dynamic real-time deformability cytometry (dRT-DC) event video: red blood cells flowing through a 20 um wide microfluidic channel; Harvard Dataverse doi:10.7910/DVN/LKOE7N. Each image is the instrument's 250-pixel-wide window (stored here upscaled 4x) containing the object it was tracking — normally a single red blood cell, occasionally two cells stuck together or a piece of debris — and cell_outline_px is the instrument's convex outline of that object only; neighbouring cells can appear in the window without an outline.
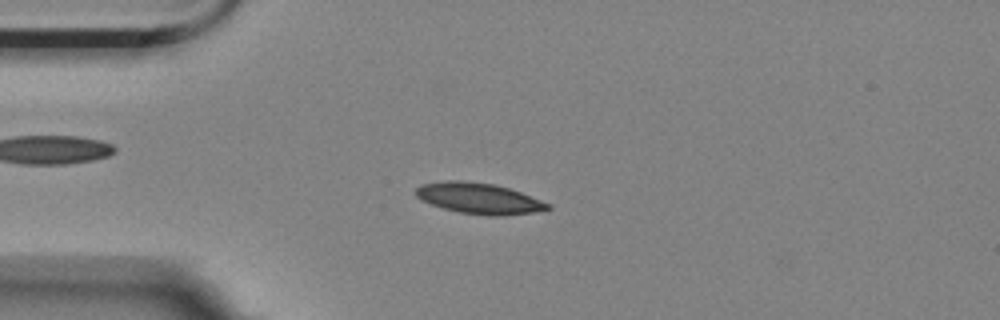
{"species": "Egyptian fruit bat (a non-hibernating species)", "species_latin": "Rousettus aegyptiacus", "temperature_condition": "room temperature", "stored_images_in_passage": 51, "camera_frame_rate_fps": 3000, "um_per_image_px": 0.085, "animal": {"sex": "female"}, "frame": {"image": 1, "passage_image": 8, "time_ms": 2.333, "image_size_px": [1000, 320], "cell_outline_px": [[552, 208], [532, 212], [504, 216], [488, 216], [460, 212], [444, 208], [420, 200], [412, 192], [420, 184], [448, 180], [460, 180], [496, 184], [520, 192], [552, 204]], "centroid_in_image_um": [40.69, 16.85], "position_along_channel_um": 44.3, "area_um2": 23.87}}
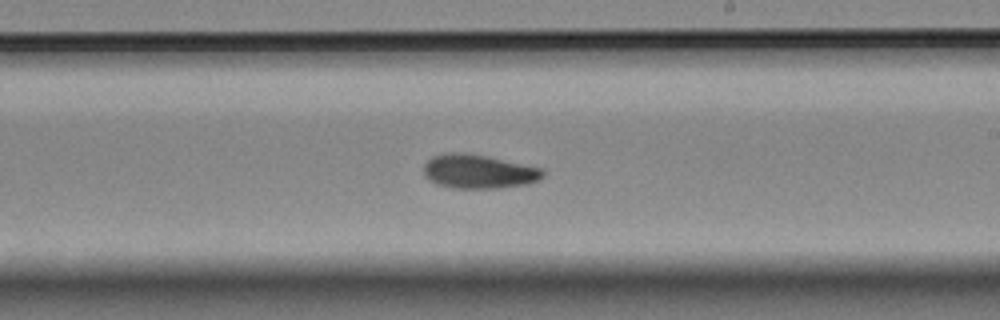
{"frame": {"image": 2, "passage_image": 27, "time_ms": 8.667, "image_size_px": [1000, 320], "cell_outline_px": [[544, 176], [540, 180], [528, 184], [496, 188], [452, 188], [436, 184], [428, 180], [424, 176], [424, 164], [432, 156], [452, 152], [460, 152], [488, 156], [544, 168]], "centroid_in_image_um": [40.7, 14.58], "position_along_channel_um": 248.3, "area_um2": 23.87}}
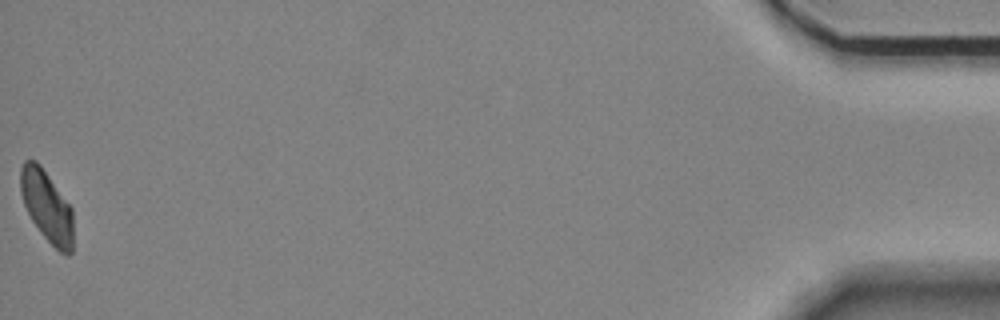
{"frame": {"image": 3, "passage_image": 51, "time_ms": 16.667, "image_size_px": [1000, 320], "cell_outline_px": [[72, 252], [68, 256], [64, 256], [44, 236], [32, 220], [24, 204], [20, 192], [20, 168], [24, 160], [36, 160], [40, 164], [72, 208]], "centroid_in_image_um": [3.97, 17.52], "position_along_channel_um": 431.2, "area_um2": 21.73}, "authors_computed_cell_mechanics": {"area_um2": 22.8888, "velocity_mm_per_s": 3.498, "shape_relaxation_time_tau1_ms": 3.8057, "shape_relaxation_time_tau2_ms": 6.3784, "deformation_change_tau1": 0.1159, "deformation_change_tau2": 0.0913}}